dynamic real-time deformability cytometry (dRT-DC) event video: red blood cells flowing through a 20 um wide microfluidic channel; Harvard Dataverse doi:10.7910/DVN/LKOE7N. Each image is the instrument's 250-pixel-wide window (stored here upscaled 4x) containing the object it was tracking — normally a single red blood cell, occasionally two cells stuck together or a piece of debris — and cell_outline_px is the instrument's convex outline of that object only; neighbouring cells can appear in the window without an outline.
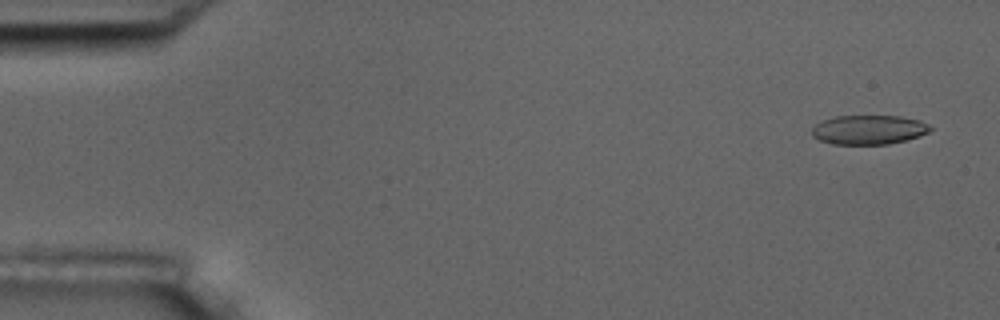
{"species": "common noctule bat (a hibernating species)", "species_latin": "Nyctalus noctula", "temperature_condition": "room temperature", "stored_images_in_passage": 17, "camera_frame_rate_fps": 3000, "um_per_image_px": 0.085, "animal": {"sex": "male", "body_mass_g": 17.5, "forearm_length_mm": 52.3}, "frame": {"image": 1, "passage_image": 3, "time_ms": 0.667, "image_size_px": [1000, 320], "cell_outline_px": [[932, 128], [928, 132], [920, 136], [888, 144], [832, 144], [820, 140], [812, 136], [812, 128], [820, 120], [836, 116], [900, 116], [920, 120], [928, 124]], "centroid_in_image_um": [73.82, 11.02], "position_along_channel_um": 11.2, "area_um2": 20.23}}
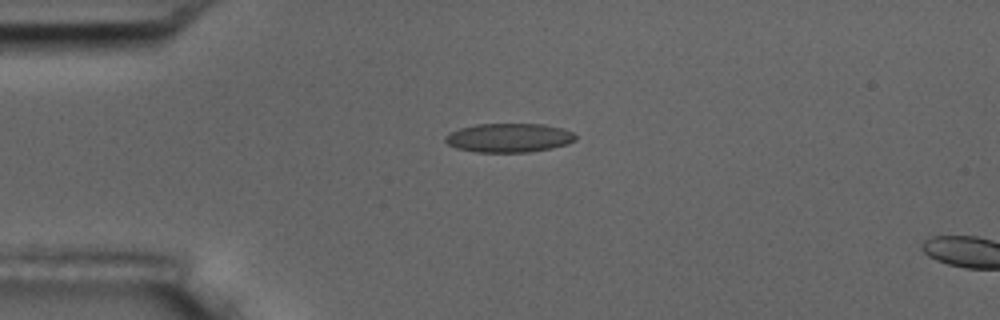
{"frame": {"image": 2, "passage_image": 14, "time_ms": 4.333, "image_size_px": [1000, 320], "cell_outline_px": [[576, 140], [568, 144], [552, 148], [528, 152], [476, 152], [456, 148], [448, 144], [444, 140], [444, 136], [448, 132], [460, 128], [476, 124], [544, 124], [564, 128], [572, 132], [576, 136]], "centroid_in_image_um": [43.26, 11.71], "position_along_channel_um": 41.7, "area_um2": 22.2}}